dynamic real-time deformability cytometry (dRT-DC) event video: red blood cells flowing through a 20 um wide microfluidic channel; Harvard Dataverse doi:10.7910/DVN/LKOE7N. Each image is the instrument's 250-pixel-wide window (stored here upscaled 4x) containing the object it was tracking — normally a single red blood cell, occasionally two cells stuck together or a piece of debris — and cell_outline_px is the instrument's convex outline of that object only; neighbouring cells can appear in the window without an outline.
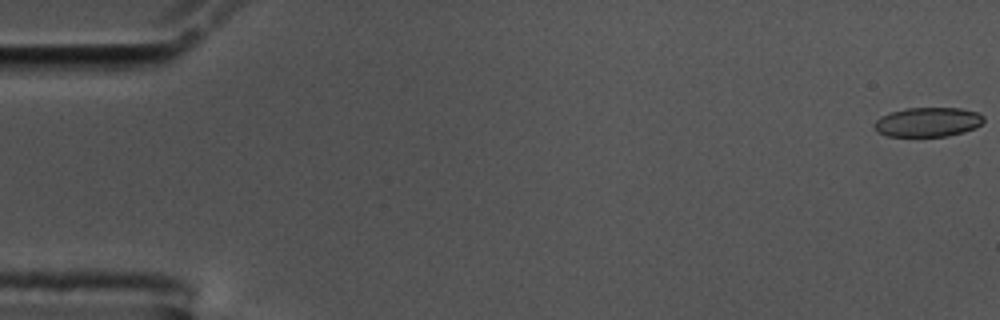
{"species": "common noctule bat (a hibernating species)", "species_latin": "Nyctalus noctula", "temperature_condition": "cold", "stored_images_in_passage": 8, "camera_frame_rate_fps": 3000, "um_per_image_px": 0.085, "animal": {"sex": "male", "body_mass_g": 17.5, "forearm_length_mm": 52.3}, "frame": {"image": 1, "passage_image": 1, "time_ms": 0.0, "image_size_px": [1000, 320], "cell_outline_px": [[984, 120], [976, 128], [964, 132], [948, 136], [888, 136], [876, 132], [872, 124], [880, 116], [892, 112], [908, 108], [960, 108], [976, 112], [984, 116]], "centroid_in_image_um": [78.85, 10.38], "position_along_channel_um": 6.2, "area_um2": 18.79}}